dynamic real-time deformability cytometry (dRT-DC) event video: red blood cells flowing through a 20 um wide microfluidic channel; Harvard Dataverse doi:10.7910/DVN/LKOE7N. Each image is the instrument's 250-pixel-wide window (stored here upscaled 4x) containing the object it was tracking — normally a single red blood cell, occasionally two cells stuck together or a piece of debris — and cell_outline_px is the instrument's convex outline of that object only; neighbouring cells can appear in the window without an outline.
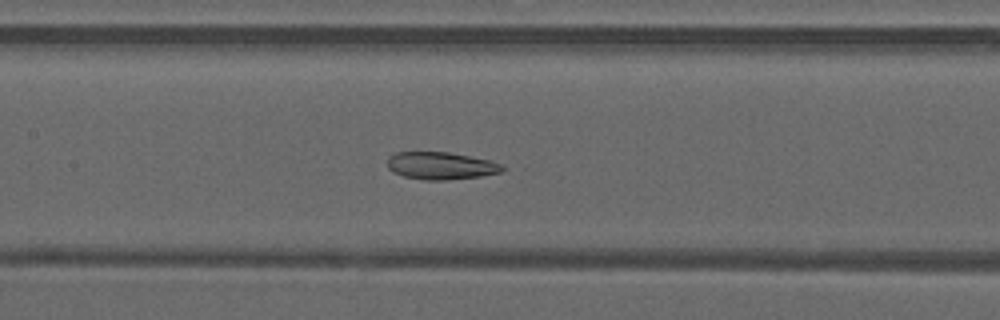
{"species": "common noctule bat (a hibernating species)", "species_latin": "Nyctalus noctula", "temperature_condition": "warm", "stored_images_in_passage": 37, "camera_frame_rate_fps": 3000, "um_per_image_px": 0.085, "animal": {"sex": "male", "forearm_length_mm": 52.5}, "frame": {"image": 1, "passage_image": 12, "time_ms": 3.667, "image_size_px": [1000, 320], "cell_outline_px": [[504, 168], [500, 172], [480, 176], [448, 180], [424, 180], [404, 176], [392, 172], [388, 168], [388, 156], [396, 152], [448, 152], [488, 160], [500, 164]], "centroid_in_image_um": [37.42, 14.09], "position_along_channel_um": 170.0, "area_um2": 18.21}}
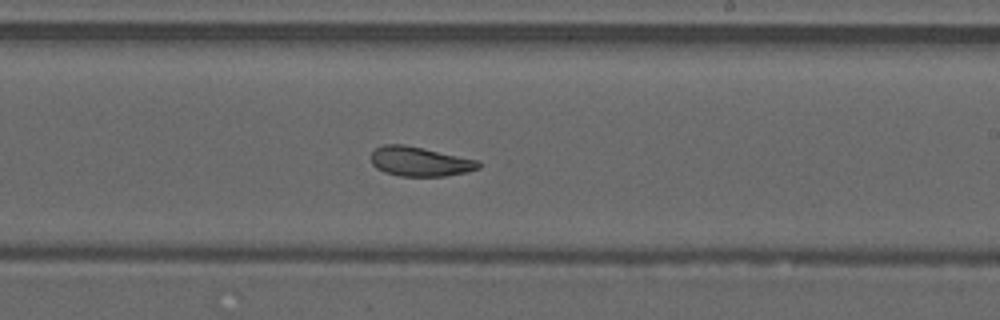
{"frame": {"image": 2, "passage_image": 18, "time_ms": 5.667, "image_size_px": [1000, 320], "cell_outline_px": [[480, 168], [468, 172], [444, 176], [400, 176], [384, 172], [376, 168], [372, 164], [372, 152], [376, 148], [384, 144], [404, 144], [480, 160]], "centroid_in_image_um": [35.71, 13.73], "position_along_channel_um": 253.3, "area_um2": 18.55}}
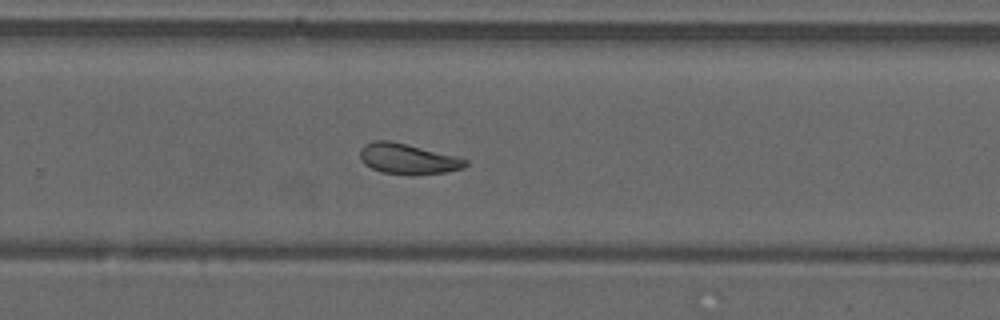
{"frame": {"image": 3, "passage_image": 21, "time_ms": 6.667, "image_size_px": [1000, 320], "cell_outline_px": [[468, 164], [464, 168], [444, 172], [380, 172], [364, 164], [360, 160], [360, 148], [364, 144], [372, 140], [388, 140], [456, 156], [468, 160]], "centroid_in_image_um": [34.61, 13.45], "position_along_channel_um": 295.2, "area_um2": 17.98}, "authors_computed_cell_mechanics": {"area_um2": 19.4786, "velocity_mm_per_s": 4.1873, "shape_relaxation_time_tau1_ms": null, "shape_relaxation_time_tau2_ms": 2.9367, "deformation_change_tau1": null, "deformation_change_tau2": 0.0743}}